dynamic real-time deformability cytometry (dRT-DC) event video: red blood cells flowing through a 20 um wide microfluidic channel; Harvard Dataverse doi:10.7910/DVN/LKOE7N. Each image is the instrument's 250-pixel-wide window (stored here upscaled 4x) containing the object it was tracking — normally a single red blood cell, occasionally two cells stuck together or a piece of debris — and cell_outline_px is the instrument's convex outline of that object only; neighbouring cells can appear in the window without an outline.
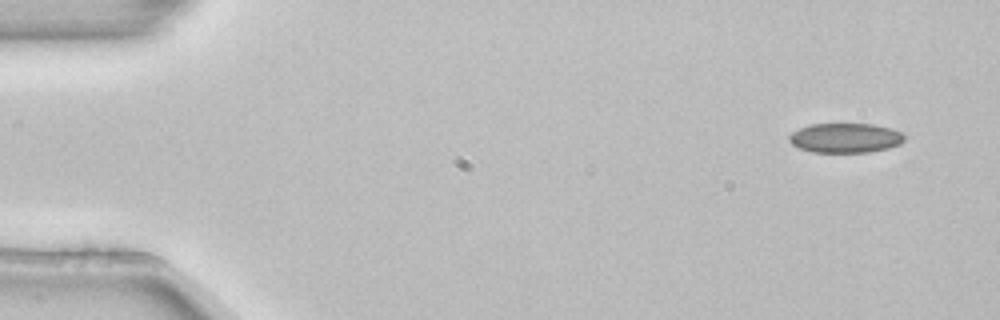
{"species": "common noctule bat (a hibernating species)", "species_latin": "Nyctalus noctula", "temperature_condition": "room temperature", "stored_images_in_passage": 6, "camera_frame_rate_fps": 3000, "um_per_image_px": 0.085, "animal": {"sex": "female", "body_mass_g": 22.7, "forearm_length_mm": 54.2}, "frame": {"image": 1, "passage_image": 1, "time_ms": 0.0, "image_size_px": [1000, 320], "cell_outline_px": [[904, 140], [900, 144], [888, 148], [868, 152], [812, 152], [800, 148], [792, 144], [788, 140], [788, 136], [792, 132], [800, 128], [812, 124], [872, 124], [892, 128], [900, 132], [904, 136]], "centroid_in_image_um": [71.85, 11.72], "position_along_channel_um": 13.2, "area_um2": 19.83}}
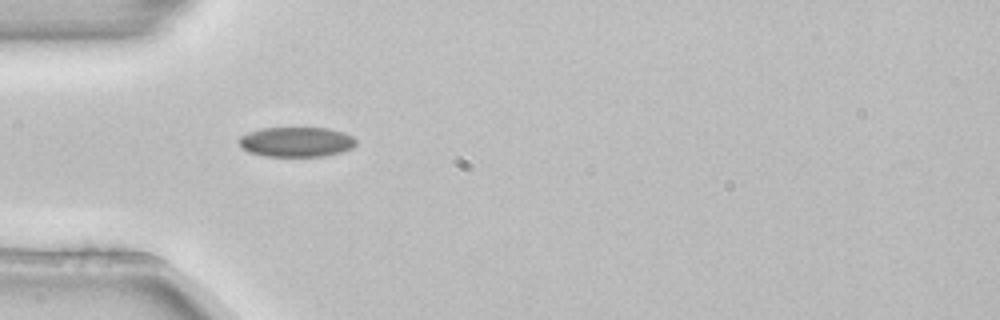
{"frame": {"image": 2, "passage_image": 4, "time_ms": 1.0, "image_size_px": [1000, 320], "cell_outline_px": [[356, 144], [352, 148], [340, 152], [324, 156], [264, 156], [248, 152], [240, 144], [240, 136], [248, 132], [260, 128], [328, 128], [344, 132], [352, 136], [356, 140]], "centroid_in_image_um": [25.2, 12.06], "position_along_channel_um": 59.8, "area_um2": 20.35}}